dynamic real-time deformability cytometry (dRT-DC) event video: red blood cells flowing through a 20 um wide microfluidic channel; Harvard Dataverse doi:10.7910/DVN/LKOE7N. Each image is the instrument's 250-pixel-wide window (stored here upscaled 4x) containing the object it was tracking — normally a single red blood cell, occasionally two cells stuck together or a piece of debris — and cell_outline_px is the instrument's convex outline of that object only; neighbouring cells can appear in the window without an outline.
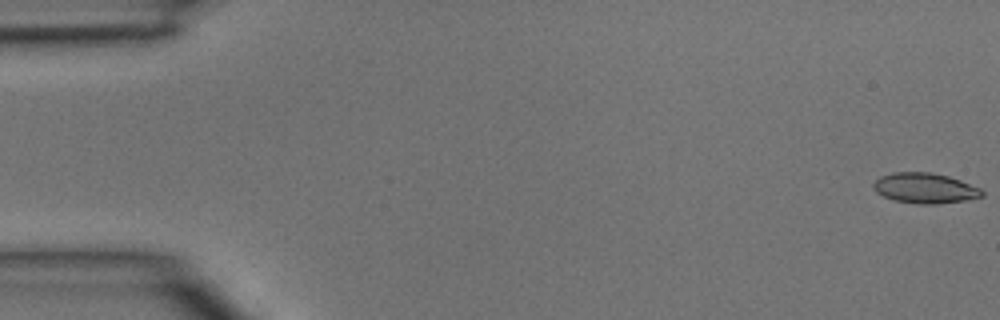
{"species": "common noctule bat (a hibernating species)", "species_latin": "Nyctalus noctula", "temperature_condition": "room temperature", "stored_images_in_passage": 5, "camera_frame_rate_fps": 3000, "um_per_image_px": 0.085, "animal": {"sex": "male", "body_mass_g": 15.6}, "frame": {"image": 1, "passage_image": 1, "time_ms": 0.0, "image_size_px": [1000, 320], "cell_outline_px": [[984, 196], [964, 200], [936, 204], [916, 204], [896, 200], [884, 196], [876, 192], [872, 184], [880, 176], [892, 172], [928, 172], [948, 176], [960, 180], [980, 188], [984, 192]], "centroid_in_image_um": [78.61, 15.99], "position_along_channel_um": 6.4, "area_um2": 19.07}}